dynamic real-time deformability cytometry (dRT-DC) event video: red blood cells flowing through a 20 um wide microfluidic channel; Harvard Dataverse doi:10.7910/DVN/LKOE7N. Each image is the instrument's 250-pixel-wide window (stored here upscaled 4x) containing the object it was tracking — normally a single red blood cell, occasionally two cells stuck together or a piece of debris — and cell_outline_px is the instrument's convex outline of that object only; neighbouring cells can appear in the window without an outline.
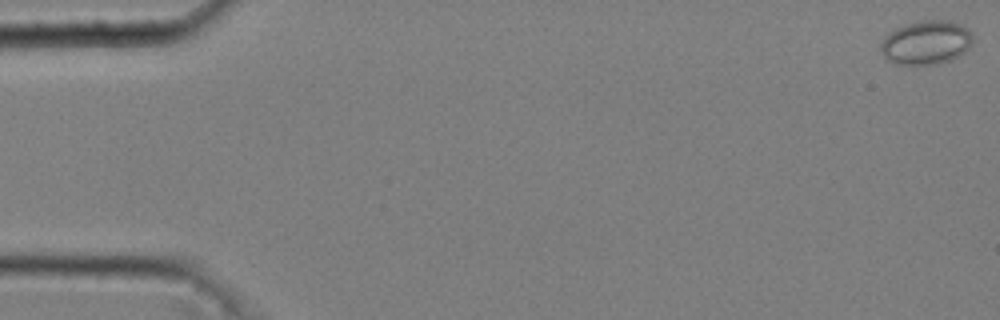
{"species": "common noctule bat (a hibernating species)", "species_latin": "Nyctalus noctula", "temperature_condition": "cold", "stored_images_in_passage": 49, "camera_frame_rate_fps": 3000, "um_per_image_px": 0.085, "animal": {"sex": "male", "body_mass_g": 20.4}, "frame": {"image": 1, "passage_image": 1, "time_ms": 0.0, "image_size_px": [1000, 320], "cell_outline_px": [[972, 44], [964, 52], [952, 60], [940, 64], [896, 64], [888, 60], [884, 56], [880, 48], [880, 44], [884, 36], [888, 32], [896, 28], [908, 24], [924, 20], [948, 20], [960, 24], [968, 28], [972, 36]], "centroid_in_image_um": [78.72, 3.62], "position_along_channel_um": 6.3, "area_um2": 23.64}}
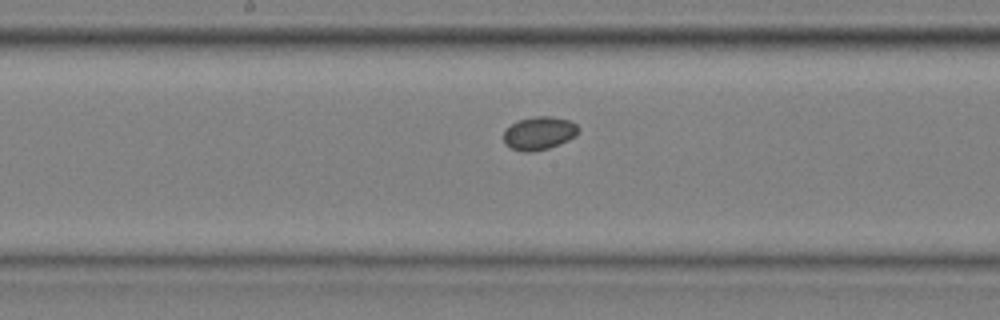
{"frame": {"image": 2, "passage_image": 29, "time_ms": 9.333, "image_size_px": [1000, 320], "cell_outline_px": [[580, 132], [576, 136], [560, 144], [548, 148], [532, 152], [520, 152], [504, 144], [504, 128], [520, 120], [536, 116], [552, 116], [568, 120], [576, 124], [580, 128]], "centroid_in_image_um": [45.83, 11.33], "position_along_channel_um": 202.4, "area_um2": 14.62}}
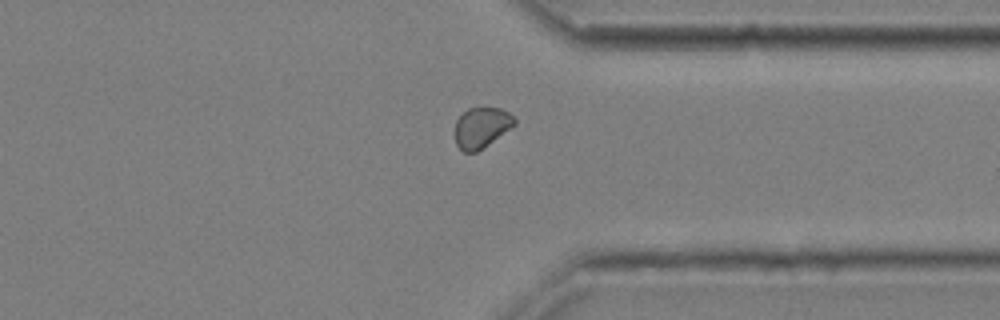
{"frame": {"image": 3, "passage_image": 43, "time_ms": 14.0, "image_size_px": [1000, 320], "cell_outline_px": [[516, 124], [484, 148], [476, 152], [464, 152], [456, 144], [456, 120], [468, 108], [500, 108], [508, 112], [516, 120]], "centroid_in_image_um": [40.94, 10.85], "position_along_channel_um": 370.5, "area_um2": 13.93}}